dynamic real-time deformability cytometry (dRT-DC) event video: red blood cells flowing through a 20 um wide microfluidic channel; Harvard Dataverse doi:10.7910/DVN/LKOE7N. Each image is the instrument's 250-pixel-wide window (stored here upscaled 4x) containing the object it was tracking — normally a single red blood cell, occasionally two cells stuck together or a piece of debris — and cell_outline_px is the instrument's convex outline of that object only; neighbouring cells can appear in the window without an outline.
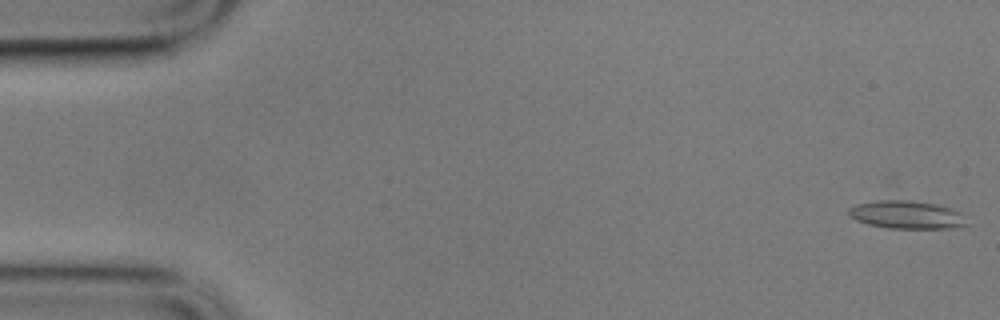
{"species": "common noctule bat (a hibernating species)", "species_latin": "Nyctalus noctula", "temperature_condition": "cold", "stored_images_in_passage": 5, "camera_frame_rate_fps": 3000, "um_per_image_px": 0.085, "animal": {"sex": "male", "body_mass_g": 17.9}, "frame": {"image": 1, "passage_image": 1, "time_ms": 0.0, "image_size_px": [1000, 320], "cell_outline_px": [[968, 224], [956, 228], [888, 228], [868, 224], [856, 220], [848, 216], [848, 208], [856, 204], [876, 200], [908, 200], [936, 204], [960, 212]], "centroid_in_image_um": [77.02, 18.25], "position_along_channel_um": 8.0, "area_um2": 19.25}}
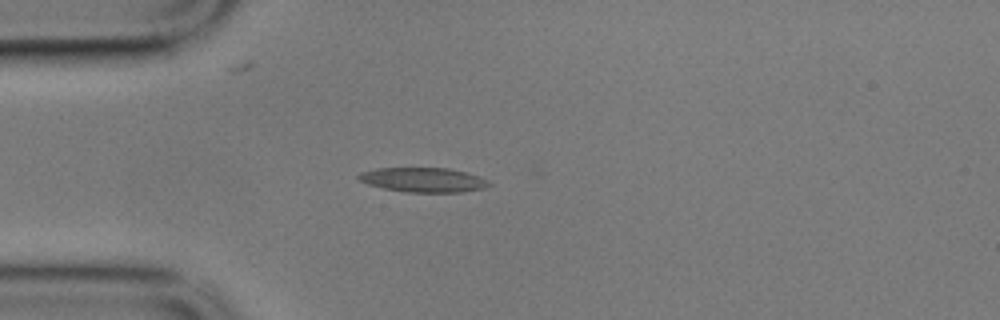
{"frame": {"image": 2, "passage_image": 5, "time_ms": 1.333, "image_size_px": [1000, 320], "cell_outline_px": [[492, 184], [484, 188], [464, 192], [404, 192], [384, 188], [368, 184], [360, 180], [356, 176], [360, 172], [376, 168], [448, 168], [480, 176], [488, 180]], "centroid_in_image_um": [35.99, 15.29], "position_along_channel_um": 49.0, "area_um2": 18.67}}